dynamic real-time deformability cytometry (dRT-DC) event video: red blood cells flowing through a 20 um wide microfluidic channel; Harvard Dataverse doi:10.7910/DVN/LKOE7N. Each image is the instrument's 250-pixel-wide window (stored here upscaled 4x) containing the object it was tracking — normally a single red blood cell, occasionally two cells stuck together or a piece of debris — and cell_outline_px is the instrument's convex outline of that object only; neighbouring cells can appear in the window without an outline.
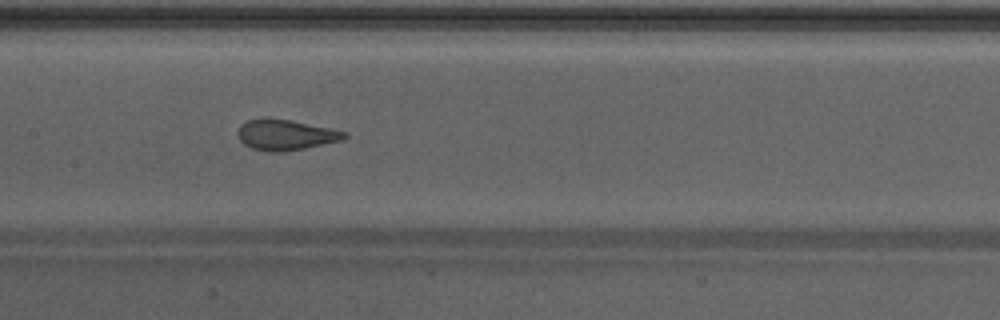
{"species": "Egyptian fruit bat (a non-hibernating species)", "species_latin": "Rousettus aegyptiacus", "temperature_condition": "warm", "stored_images_in_passage": 37, "camera_frame_rate_fps": 3000, "um_per_image_px": 0.085, "animal": {"sex": "male"}, "frame": {"image": 1, "passage_image": 12, "time_ms": 3.667, "image_size_px": [1000, 320], "cell_outline_px": [[348, 136], [340, 140], [304, 148], [284, 152], [268, 152], [252, 148], [244, 144], [240, 140], [236, 132], [240, 124], [248, 120], [268, 116], [348, 132]], "centroid_in_image_um": [24.2, 11.45], "position_along_channel_um": 183.2, "area_um2": 19.02}, "authors_computed_cell_mechanics": {"area_um2": 19.652, "velocity_mm_per_s": 4.3092, "shape_relaxation_time_tau1_ms": 5.1864, "shape_relaxation_time_tau2_ms": 0.5938, "deformation_change_tau1": 0.157, "deformation_change_tau2": 0.0619}}